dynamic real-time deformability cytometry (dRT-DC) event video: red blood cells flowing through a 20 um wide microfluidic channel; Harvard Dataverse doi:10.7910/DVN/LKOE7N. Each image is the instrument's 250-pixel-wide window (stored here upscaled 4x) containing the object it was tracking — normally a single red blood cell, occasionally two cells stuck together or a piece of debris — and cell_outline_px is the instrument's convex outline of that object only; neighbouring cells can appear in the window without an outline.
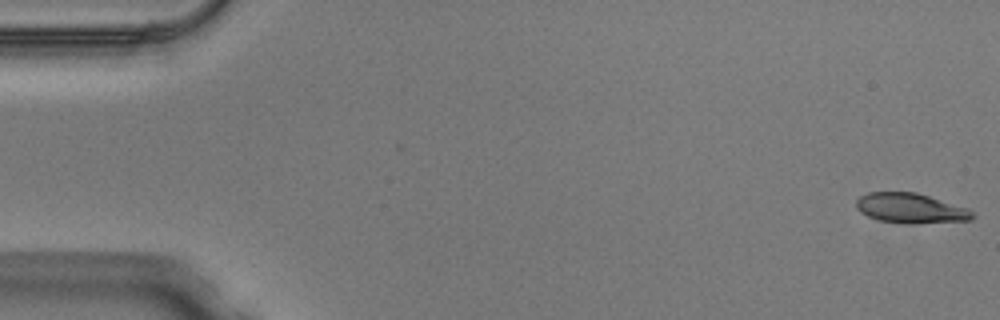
{"species": "Egyptian fruit bat (a non-hibernating species)", "species_latin": "Rousettus aegyptiacus", "temperature_condition": "warm", "stored_images_in_passage": 50, "camera_frame_rate_fps": 3000, "um_per_image_px": 0.085, "animal": {"sex": "male"}, "frame": {"image": 1, "passage_image": 1, "time_ms": 0.0, "image_size_px": [1000, 320], "cell_outline_px": [[976, 216], [972, 220], [880, 220], [868, 216], [860, 212], [856, 208], [856, 200], [860, 196], [868, 192], [916, 192], [968, 208]], "centroid_in_image_um": [77.35, 17.62], "position_along_channel_um": 7.7, "area_um2": 18.96}}
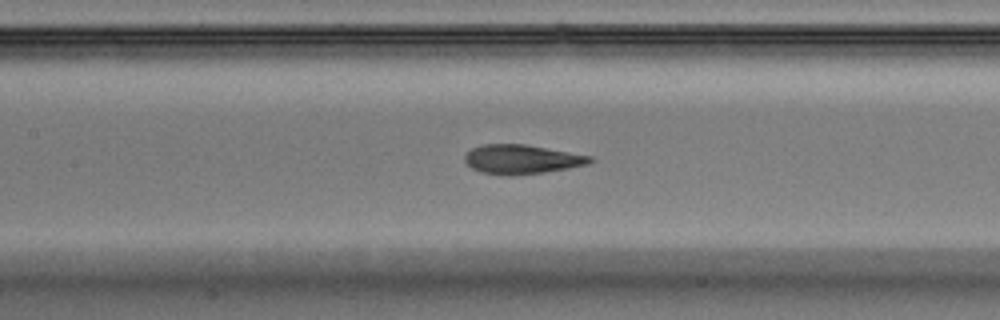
{"frame": {"image": 2, "passage_image": 23, "time_ms": 7.333, "image_size_px": [1000, 320], "cell_outline_px": [[592, 160], [588, 164], [568, 168], [544, 172], [512, 176], [508, 176], [480, 172], [472, 168], [464, 160], [464, 156], [472, 148], [484, 144], [524, 144], [592, 156]], "centroid_in_image_um": [44.32, 13.55], "position_along_channel_um": 163.1, "area_um2": 21.21}}
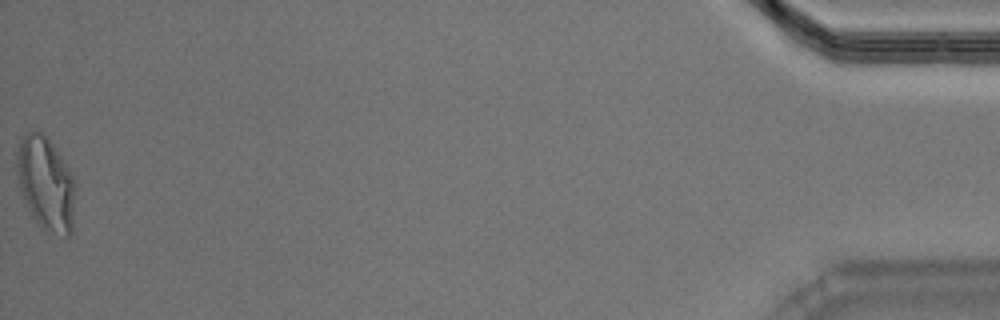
{"frame": {"image": 3, "passage_image": 50, "time_ms": 16.333, "image_size_px": [1000, 320], "cell_outline_px": [[76, 188], [72, 232], [68, 236], [64, 236], [44, 232], [40, 228], [24, 204], [16, 172], [16, 152], [24, 136], [28, 132], [44, 132], [48, 136], [72, 176], [76, 184]], "centroid_in_image_um": [3.9, 15.66], "position_along_channel_um": 431.3, "area_um2": 32.37}, "authors_computed_cell_mechanics": {"area_um2": 21.6461, "velocity_mm_per_s": 4.0682, "shape_relaxation_time_tau1_ms": 3.5349, "shape_relaxation_time_tau2_ms": 0.9704, "deformation_change_tau1": 0.1908, "deformation_change_tau2": 0.0868}}